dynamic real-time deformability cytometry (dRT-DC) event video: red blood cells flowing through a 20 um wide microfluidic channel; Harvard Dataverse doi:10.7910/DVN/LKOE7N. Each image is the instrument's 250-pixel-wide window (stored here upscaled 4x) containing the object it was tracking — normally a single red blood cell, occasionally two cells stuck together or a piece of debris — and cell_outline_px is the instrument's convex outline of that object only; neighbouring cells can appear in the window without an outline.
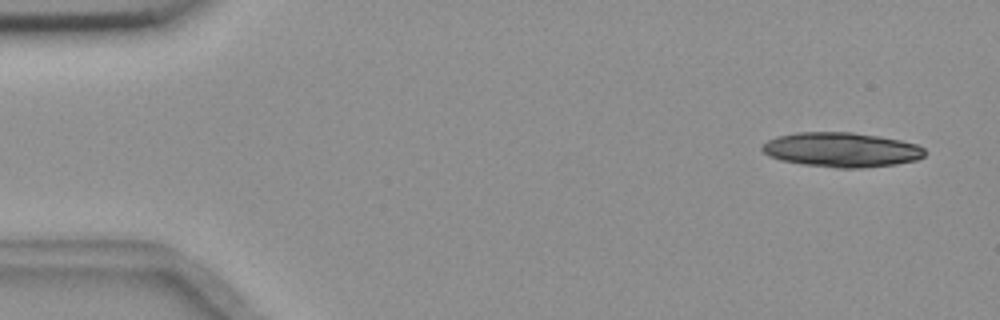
{"species": "common noctule bat (a hibernating species)", "species_latin": "Nyctalus noctula", "temperature_condition": "room temperature", "stored_images_in_passage": 20, "camera_frame_rate_fps": 3000, "um_per_image_px": 0.085, "animal": {"sex": "female", "body_mass_g": 18.4}, "frame": {"image": 1, "passage_image": 3, "time_ms": 0.667, "image_size_px": [1000, 320], "cell_outline_px": [[928, 152], [924, 156], [916, 160], [896, 164], [864, 168], [836, 168], [804, 164], [780, 160], [768, 156], [760, 148], [768, 140], [776, 136], [796, 132], [852, 132], [880, 136], [900, 140], [916, 144], [924, 148]], "centroid_in_image_um": [71.54, 12.72], "position_along_channel_um": 13.5, "area_um2": 33.0}}
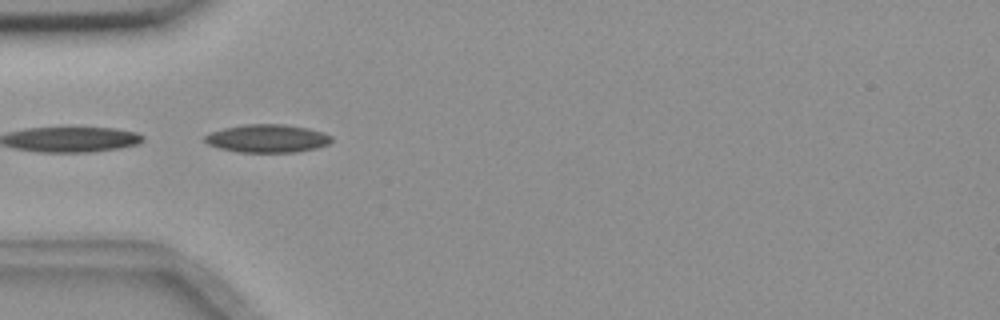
{"frame": {"image": 2, "passage_image": 17, "time_ms": 5.333, "image_size_px": [1000, 320], "cell_outline_px": [[332, 140], [328, 144], [316, 148], [296, 152], [236, 152], [220, 148], [208, 144], [204, 140], [204, 136], [208, 132], [224, 128], [244, 124], [284, 124], [308, 128], [332, 136]], "centroid_in_image_um": [22.69, 11.76], "position_along_channel_um": 62.3, "area_um2": 20.75}}